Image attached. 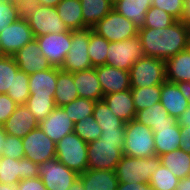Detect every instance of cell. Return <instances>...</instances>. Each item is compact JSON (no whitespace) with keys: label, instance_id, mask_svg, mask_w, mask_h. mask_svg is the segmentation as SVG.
<instances>
[{"label":"cell","instance_id":"cell-1","mask_svg":"<svg viewBox=\"0 0 190 190\" xmlns=\"http://www.w3.org/2000/svg\"><path fill=\"white\" fill-rule=\"evenodd\" d=\"M145 56L168 60L190 47V27L176 20L166 28H138Z\"/></svg>","mask_w":190,"mask_h":190},{"label":"cell","instance_id":"cell-2","mask_svg":"<svg viewBox=\"0 0 190 190\" xmlns=\"http://www.w3.org/2000/svg\"><path fill=\"white\" fill-rule=\"evenodd\" d=\"M161 165L158 155L151 157H131L123 155L115 168L118 182L149 184L153 172Z\"/></svg>","mask_w":190,"mask_h":190},{"label":"cell","instance_id":"cell-3","mask_svg":"<svg viewBox=\"0 0 190 190\" xmlns=\"http://www.w3.org/2000/svg\"><path fill=\"white\" fill-rule=\"evenodd\" d=\"M124 136L123 155L138 158L156 155L151 128L133 119L125 123Z\"/></svg>","mask_w":190,"mask_h":190},{"label":"cell","instance_id":"cell-4","mask_svg":"<svg viewBox=\"0 0 190 190\" xmlns=\"http://www.w3.org/2000/svg\"><path fill=\"white\" fill-rule=\"evenodd\" d=\"M88 143L75 132L65 135L56 143V158L78 174L88 169Z\"/></svg>","mask_w":190,"mask_h":190},{"label":"cell","instance_id":"cell-5","mask_svg":"<svg viewBox=\"0 0 190 190\" xmlns=\"http://www.w3.org/2000/svg\"><path fill=\"white\" fill-rule=\"evenodd\" d=\"M22 14L27 19L35 37L70 31L58 16L56 7L34 4L29 6Z\"/></svg>","mask_w":190,"mask_h":190},{"label":"cell","instance_id":"cell-6","mask_svg":"<svg viewBox=\"0 0 190 190\" xmlns=\"http://www.w3.org/2000/svg\"><path fill=\"white\" fill-rule=\"evenodd\" d=\"M131 88L161 85L166 81L165 61L144 56L129 70Z\"/></svg>","mask_w":190,"mask_h":190},{"label":"cell","instance_id":"cell-7","mask_svg":"<svg viewBox=\"0 0 190 190\" xmlns=\"http://www.w3.org/2000/svg\"><path fill=\"white\" fill-rule=\"evenodd\" d=\"M124 142L98 139L88 143V169L115 170L123 156Z\"/></svg>","mask_w":190,"mask_h":190},{"label":"cell","instance_id":"cell-8","mask_svg":"<svg viewBox=\"0 0 190 190\" xmlns=\"http://www.w3.org/2000/svg\"><path fill=\"white\" fill-rule=\"evenodd\" d=\"M92 30L109 42L123 41L138 35V27L114 8Z\"/></svg>","mask_w":190,"mask_h":190},{"label":"cell","instance_id":"cell-9","mask_svg":"<svg viewBox=\"0 0 190 190\" xmlns=\"http://www.w3.org/2000/svg\"><path fill=\"white\" fill-rule=\"evenodd\" d=\"M144 56L141 40L136 35L123 41L109 42L106 64L129 71L132 65Z\"/></svg>","mask_w":190,"mask_h":190},{"label":"cell","instance_id":"cell-10","mask_svg":"<svg viewBox=\"0 0 190 190\" xmlns=\"http://www.w3.org/2000/svg\"><path fill=\"white\" fill-rule=\"evenodd\" d=\"M92 31V28L72 31L71 47L60 67L62 71L74 73L94 68L88 55V46Z\"/></svg>","mask_w":190,"mask_h":190},{"label":"cell","instance_id":"cell-11","mask_svg":"<svg viewBox=\"0 0 190 190\" xmlns=\"http://www.w3.org/2000/svg\"><path fill=\"white\" fill-rule=\"evenodd\" d=\"M35 36L25 16L22 14L13 23L0 30V45L3 54L13 56Z\"/></svg>","mask_w":190,"mask_h":190},{"label":"cell","instance_id":"cell-12","mask_svg":"<svg viewBox=\"0 0 190 190\" xmlns=\"http://www.w3.org/2000/svg\"><path fill=\"white\" fill-rule=\"evenodd\" d=\"M38 177L47 190H69L79 174L54 157L40 165Z\"/></svg>","mask_w":190,"mask_h":190},{"label":"cell","instance_id":"cell-13","mask_svg":"<svg viewBox=\"0 0 190 190\" xmlns=\"http://www.w3.org/2000/svg\"><path fill=\"white\" fill-rule=\"evenodd\" d=\"M24 157L36 164H43L56 157V143L37 127L22 138Z\"/></svg>","mask_w":190,"mask_h":190},{"label":"cell","instance_id":"cell-14","mask_svg":"<svg viewBox=\"0 0 190 190\" xmlns=\"http://www.w3.org/2000/svg\"><path fill=\"white\" fill-rule=\"evenodd\" d=\"M41 53L48 62L55 67H61L66 54L69 52L72 41V31L63 33H49L40 37H35Z\"/></svg>","mask_w":190,"mask_h":190},{"label":"cell","instance_id":"cell-15","mask_svg":"<svg viewBox=\"0 0 190 190\" xmlns=\"http://www.w3.org/2000/svg\"><path fill=\"white\" fill-rule=\"evenodd\" d=\"M13 57L19 70L28 75L52 67L47 58L42 55L36 39L23 46L13 55Z\"/></svg>","mask_w":190,"mask_h":190},{"label":"cell","instance_id":"cell-16","mask_svg":"<svg viewBox=\"0 0 190 190\" xmlns=\"http://www.w3.org/2000/svg\"><path fill=\"white\" fill-rule=\"evenodd\" d=\"M94 68L97 72L103 95L131 89L129 71L114 68L107 64Z\"/></svg>","mask_w":190,"mask_h":190},{"label":"cell","instance_id":"cell-17","mask_svg":"<svg viewBox=\"0 0 190 190\" xmlns=\"http://www.w3.org/2000/svg\"><path fill=\"white\" fill-rule=\"evenodd\" d=\"M39 127L55 143L74 130V123L62 107H55L50 115L39 122Z\"/></svg>","mask_w":190,"mask_h":190},{"label":"cell","instance_id":"cell-18","mask_svg":"<svg viewBox=\"0 0 190 190\" xmlns=\"http://www.w3.org/2000/svg\"><path fill=\"white\" fill-rule=\"evenodd\" d=\"M2 126L7 134L24 138L30 131L39 127V122L26 105H20Z\"/></svg>","mask_w":190,"mask_h":190},{"label":"cell","instance_id":"cell-19","mask_svg":"<svg viewBox=\"0 0 190 190\" xmlns=\"http://www.w3.org/2000/svg\"><path fill=\"white\" fill-rule=\"evenodd\" d=\"M73 82L79 97L94 102L103 100L104 95L95 68L74 72Z\"/></svg>","mask_w":190,"mask_h":190},{"label":"cell","instance_id":"cell-20","mask_svg":"<svg viewBox=\"0 0 190 190\" xmlns=\"http://www.w3.org/2000/svg\"><path fill=\"white\" fill-rule=\"evenodd\" d=\"M160 103L168 112V115L176 119L189 106L187 98L182 94L178 84L167 80L161 84Z\"/></svg>","mask_w":190,"mask_h":190},{"label":"cell","instance_id":"cell-21","mask_svg":"<svg viewBox=\"0 0 190 190\" xmlns=\"http://www.w3.org/2000/svg\"><path fill=\"white\" fill-rule=\"evenodd\" d=\"M103 100L114 115L125 123L135 119L136 108L133 103L131 89L104 95Z\"/></svg>","mask_w":190,"mask_h":190},{"label":"cell","instance_id":"cell-22","mask_svg":"<svg viewBox=\"0 0 190 190\" xmlns=\"http://www.w3.org/2000/svg\"><path fill=\"white\" fill-rule=\"evenodd\" d=\"M156 155L161 156L180 148L181 126L176 123L174 126H163L152 128Z\"/></svg>","mask_w":190,"mask_h":190},{"label":"cell","instance_id":"cell-23","mask_svg":"<svg viewBox=\"0 0 190 190\" xmlns=\"http://www.w3.org/2000/svg\"><path fill=\"white\" fill-rule=\"evenodd\" d=\"M79 178L85 190H116L118 185L115 170L87 169Z\"/></svg>","mask_w":190,"mask_h":190},{"label":"cell","instance_id":"cell-24","mask_svg":"<svg viewBox=\"0 0 190 190\" xmlns=\"http://www.w3.org/2000/svg\"><path fill=\"white\" fill-rule=\"evenodd\" d=\"M57 83V67L37 71L29 75L30 95L48 97L55 96Z\"/></svg>","mask_w":190,"mask_h":190},{"label":"cell","instance_id":"cell-25","mask_svg":"<svg viewBox=\"0 0 190 190\" xmlns=\"http://www.w3.org/2000/svg\"><path fill=\"white\" fill-rule=\"evenodd\" d=\"M165 71L167 81L190 82V47L166 60Z\"/></svg>","mask_w":190,"mask_h":190},{"label":"cell","instance_id":"cell-26","mask_svg":"<svg viewBox=\"0 0 190 190\" xmlns=\"http://www.w3.org/2000/svg\"><path fill=\"white\" fill-rule=\"evenodd\" d=\"M135 120L151 129L163 126H174L177 123V119L168 115V112L160 102L137 111Z\"/></svg>","mask_w":190,"mask_h":190},{"label":"cell","instance_id":"cell-27","mask_svg":"<svg viewBox=\"0 0 190 190\" xmlns=\"http://www.w3.org/2000/svg\"><path fill=\"white\" fill-rule=\"evenodd\" d=\"M152 2L153 0H119L113 8L140 28L143 26L146 12L152 6Z\"/></svg>","mask_w":190,"mask_h":190},{"label":"cell","instance_id":"cell-28","mask_svg":"<svg viewBox=\"0 0 190 190\" xmlns=\"http://www.w3.org/2000/svg\"><path fill=\"white\" fill-rule=\"evenodd\" d=\"M58 16L68 30L76 31L86 29L83 22L82 7L80 0H61L56 6Z\"/></svg>","mask_w":190,"mask_h":190},{"label":"cell","instance_id":"cell-29","mask_svg":"<svg viewBox=\"0 0 190 190\" xmlns=\"http://www.w3.org/2000/svg\"><path fill=\"white\" fill-rule=\"evenodd\" d=\"M78 97L77 88L73 82V73L62 71L57 67V83L54 96L56 106L62 107Z\"/></svg>","mask_w":190,"mask_h":190},{"label":"cell","instance_id":"cell-30","mask_svg":"<svg viewBox=\"0 0 190 190\" xmlns=\"http://www.w3.org/2000/svg\"><path fill=\"white\" fill-rule=\"evenodd\" d=\"M161 164L179 179L190 177V154L180 148L159 156Z\"/></svg>","mask_w":190,"mask_h":190},{"label":"cell","instance_id":"cell-31","mask_svg":"<svg viewBox=\"0 0 190 190\" xmlns=\"http://www.w3.org/2000/svg\"><path fill=\"white\" fill-rule=\"evenodd\" d=\"M80 3L83 22L87 28H92L113 9L109 0H80Z\"/></svg>","mask_w":190,"mask_h":190},{"label":"cell","instance_id":"cell-32","mask_svg":"<svg viewBox=\"0 0 190 190\" xmlns=\"http://www.w3.org/2000/svg\"><path fill=\"white\" fill-rule=\"evenodd\" d=\"M92 115L102 131L125 129V122L114 115L104 100L96 101Z\"/></svg>","mask_w":190,"mask_h":190},{"label":"cell","instance_id":"cell-33","mask_svg":"<svg viewBox=\"0 0 190 190\" xmlns=\"http://www.w3.org/2000/svg\"><path fill=\"white\" fill-rule=\"evenodd\" d=\"M23 180V158L0 156V183L17 185Z\"/></svg>","mask_w":190,"mask_h":190},{"label":"cell","instance_id":"cell-34","mask_svg":"<svg viewBox=\"0 0 190 190\" xmlns=\"http://www.w3.org/2000/svg\"><path fill=\"white\" fill-rule=\"evenodd\" d=\"M131 93L137 112L160 102L161 85H153L149 87L145 86L143 88H131Z\"/></svg>","mask_w":190,"mask_h":190},{"label":"cell","instance_id":"cell-35","mask_svg":"<svg viewBox=\"0 0 190 190\" xmlns=\"http://www.w3.org/2000/svg\"><path fill=\"white\" fill-rule=\"evenodd\" d=\"M25 105L38 122L44 120L56 107L54 96L42 97L30 95Z\"/></svg>","mask_w":190,"mask_h":190},{"label":"cell","instance_id":"cell-36","mask_svg":"<svg viewBox=\"0 0 190 190\" xmlns=\"http://www.w3.org/2000/svg\"><path fill=\"white\" fill-rule=\"evenodd\" d=\"M108 46L109 41L95 32H91L88 55L93 67L106 64Z\"/></svg>","mask_w":190,"mask_h":190},{"label":"cell","instance_id":"cell-37","mask_svg":"<svg viewBox=\"0 0 190 190\" xmlns=\"http://www.w3.org/2000/svg\"><path fill=\"white\" fill-rule=\"evenodd\" d=\"M18 106L25 105L30 96L29 75L23 71H18L14 75L12 88L6 93Z\"/></svg>","mask_w":190,"mask_h":190},{"label":"cell","instance_id":"cell-38","mask_svg":"<svg viewBox=\"0 0 190 190\" xmlns=\"http://www.w3.org/2000/svg\"><path fill=\"white\" fill-rule=\"evenodd\" d=\"M95 103L96 102L92 100L78 97L72 102L62 106V108L75 124L78 121L86 119L88 116H91L93 114Z\"/></svg>","mask_w":190,"mask_h":190},{"label":"cell","instance_id":"cell-39","mask_svg":"<svg viewBox=\"0 0 190 190\" xmlns=\"http://www.w3.org/2000/svg\"><path fill=\"white\" fill-rule=\"evenodd\" d=\"M180 179L162 164L153 172L149 184L155 190H176Z\"/></svg>","mask_w":190,"mask_h":190},{"label":"cell","instance_id":"cell-40","mask_svg":"<svg viewBox=\"0 0 190 190\" xmlns=\"http://www.w3.org/2000/svg\"><path fill=\"white\" fill-rule=\"evenodd\" d=\"M19 71L13 56L0 57V94H6L12 88L14 75Z\"/></svg>","mask_w":190,"mask_h":190},{"label":"cell","instance_id":"cell-41","mask_svg":"<svg viewBox=\"0 0 190 190\" xmlns=\"http://www.w3.org/2000/svg\"><path fill=\"white\" fill-rule=\"evenodd\" d=\"M73 132L86 143H90L100 138L102 130L93 115H91L75 123Z\"/></svg>","mask_w":190,"mask_h":190},{"label":"cell","instance_id":"cell-42","mask_svg":"<svg viewBox=\"0 0 190 190\" xmlns=\"http://www.w3.org/2000/svg\"><path fill=\"white\" fill-rule=\"evenodd\" d=\"M175 21L176 19L164 10L151 6L146 12L145 21L140 28H166Z\"/></svg>","mask_w":190,"mask_h":190},{"label":"cell","instance_id":"cell-43","mask_svg":"<svg viewBox=\"0 0 190 190\" xmlns=\"http://www.w3.org/2000/svg\"><path fill=\"white\" fill-rule=\"evenodd\" d=\"M22 15V11L13 1L0 0V30L13 23Z\"/></svg>","mask_w":190,"mask_h":190},{"label":"cell","instance_id":"cell-44","mask_svg":"<svg viewBox=\"0 0 190 190\" xmlns=\"http://www.w3.org/2000/svg\"><path fill=\"white\" fill-rule=\"evenodd\" d=\"M1 156L10 157L17 160L24 158L22 138L7 134Z\"/></svg>","mask_w":190,"mask_h":190},{"label":"cell","instance_id":"cell-45","mask_svg":"<svg viewBox=\"0 0 190 190\" xmlns=\"http://www.w3.org/2000/svg\"><path fill=\"white\" fill-rule=\"evenodd\" d=\"M184 0H153L152 6L164 10L176 20H181Z\"/></svg>","mask_w":190,"mask_h":190},{"label":"cell","instance_id":"cell-46","mask_svg":"<svg viewBox=\"0 0 190 190\" xmlns=\"http://www.w3.org/2000/svg\"><path fill=\"white\" fill-rule=\"evenodd\" d=\"M18 105L7 94H0V126H2Z\"/></svg>","mask_w":190,"mask_h":190},{"label":"cell","instance_id":"cell-47","mask_svg":"<svg viewBox=\"0 0 190 190\" xmlns=\"http://www.w3.org/2000/svg\"><path fill=\"white\" fill-rule=\"evenodd\" d=\"M17 190H47V189L42 179L40 177H37V178H29L21 180L17 184Z\"/></svg>","mask_w":190,"mask_h":190},{"label":"cell","instance_id":"cell-48","mask_svg":"<svg viewBox=\"0 0 190 190\" xmlns=\"http://www.w3.org/2000/svg\"><path fill=\"white\" fill-rule=\"evenodd\" d=\"M40 165L33 161L23 158V180L29 178H37L39 173Z\"/></svg>","mask_w":190,"mask_h":190},{"label":"cell","instance_id":"cell-49","mask_svg":"<svg viewBox=\"0 0 190 190\" xmlns=\"http://www.w3.org/2000/svg\"><path fill=\"white\" fill-rule=\"evenodd\" d=\"M125 129L103 130L100 139L110 142H124Z\"/></svg>","mask_w":190,"mask_h":190},{"label":"cell","instance_id":"cell-50","mask_svg":"<svg viewBox=\"0 0 190 190\" xmlns=\"http://www.w3.org/2000/svg\"><path fill=\"white\" fill-rule=\"evenodd\" d=\"M116 190H155L150 184L118 182Z\"/></svg>","mask_w":190,"mask_h":190},{"label":"cell","instance_id":"cell-51","mask_svg":"<svg viewBox=\"0 0 190 190\" xmlns=\"http://www.w3.org/2000/svg\"><path fill=\"white\" fill-rule=\"evenodd\" d=\"M180 149L190 154V126H181Z\"/></svg>","mask_w":190,"mask_h":190},{"label":"cell","instance_id":"cell-52","mask_svg":"<svg viewBox=\"0 0 190 190\" xmlns=\"http://www.w3.org/2000/svg\"><path fill=\"white\" fill-rule=\"evenodd\" d=\"M180 126H190V106L177 118Z\"/></svg>","mask_w":190,"mask_h":190},{"label":"cell","instance_id":"cell-53","mask_svg":"<svg viewBox=\"0 0 190 190\" xmlns=\"http://www.w3.org/2000/svg\"><path fill=\"white\" fill-rule=\"evenodd\" d=\"M183 6V14L180 21L190 26V0H184Z\"/></svg>","mask_w":190,"mask_h":190},{"label":"cell","instance_id":"cell-54","mask_svg":"<svg viewBox=\"0 0 190 190\" xmlns=\"http://www.w3.org/2000/svg\"><path fill=\"white\" fill-rule=\"evenodd\" d=\"M177 84H178L179 89L181 90L182 94L187 98V101L190 106V82L185 81V82H180Z\"/></svg>","mask_w":190,"mask_h":190},{"label":"cell","instance_id":"cell-55","mask_svg":"<svg viewBox=\"0 0 190 190\" xmlns=\"http://www.w3.org/2000/svg\"><path fill=\"white\" fill-rule=\"evenodd\" d=\"M15 4L18 6V8L23 12L25 11L29 6L36 4V0H16Z\"/></svg>","mask_w":190,"mask_h":190},{"label":"cell","instance_id":"cell-56","mask_svg":"<svg viewBox=\"0 0 190 190\" xmlns=\"http://www.w3.org/2000/svg\"><path fill=\"white\" fill-rule=\"evenodd\" d=\"M176 190H190V177H185L184 179H180V182L177 185Z\"/></svg>","mask_w":190,"mask_h":190},{"label":"cell","instance_id":"cell-57","mask_svg":"<svg viewBox=\"0 0 190 190\" xmlns=\"http://www.w3.org/2000/svg\"><path fill=\"white\" fill-rule=\"evenodd\" d=\"M61 0H36L37 5L56 7Z\"/></svg>","mask_w":190,"mask_h":190},{"label":"cell","instance_id":"cell-58","mask_svg":"<svg viewBox=\"0 0 190 190\" xmlns=\"http://www.w3.org/2000/svg\"><path fill=\"white\" fill-rule=\"evenodd\" d=\"M6 136H7V133L4 130L3 126H0V156L6 142Z\"/></svg>","mask_w":190,"mask_h":190},{"label":"cell","instance_id":"cell-59","mask_svg":"<svg viewBox=\"0 0 190 190\" xmlns=\"http://www.w3.org/2000/svg\"><path fill=\"white\" fill-rule=\"evenodd\" d=\"M69 190H85L82 180L80 178H77Z\"/></svg>","mask_w":190,"mask_h":190},{"label":"cell","instance_id":"cell-60","mask_svg":"<svg viewBox=\"0 0 190 190\" xmlns=\"http://www.w3.org/2000/svg\"><path fill=\"white\" fill-rule=\"evenodd\" d=\"M0 190H17V185L0 183Z\"/></svg>","mask_w":190,"mask_h":190},{"label":"cell","instance_id":"cell-61","mask_svg":"<svg viewBox=\"0 0 190 190\" xmlns=\"http://www.w3.org/2000/svg\"><path fill=\"white\" fill-rule=\"evenodd\" d=\"M2 56H5V55L3 54V51H2L1 45H0V57H2Z\"/></svg>","mask_w":190,"mask_h":190},{"label":"cell","instance_id":"cell-62","mask_svg":"<svg viewBox=\"0 0 190 190\" xmlns=\"http://www.w3.org/2000/svg\"><path fill=\"white\" fill-rule=\"evenodd\" d=\"M113 5L119 0H109Z\"/></svg>","mask_w":190,"mask_h":190},{"label":"cell","instance_id":"cell-63","mask_svg":"<svg viewBox=\"0 0 190 190\" xmlns=\"http://www.w3.org/2000/svg\"><path fill=\"white\" fill-rule=\"evenodd\" d=\"M1 1H13L14 3L16 2V0H1Z\"/></svg>","mask_w":190,"mask_h":190}]
</instances>
